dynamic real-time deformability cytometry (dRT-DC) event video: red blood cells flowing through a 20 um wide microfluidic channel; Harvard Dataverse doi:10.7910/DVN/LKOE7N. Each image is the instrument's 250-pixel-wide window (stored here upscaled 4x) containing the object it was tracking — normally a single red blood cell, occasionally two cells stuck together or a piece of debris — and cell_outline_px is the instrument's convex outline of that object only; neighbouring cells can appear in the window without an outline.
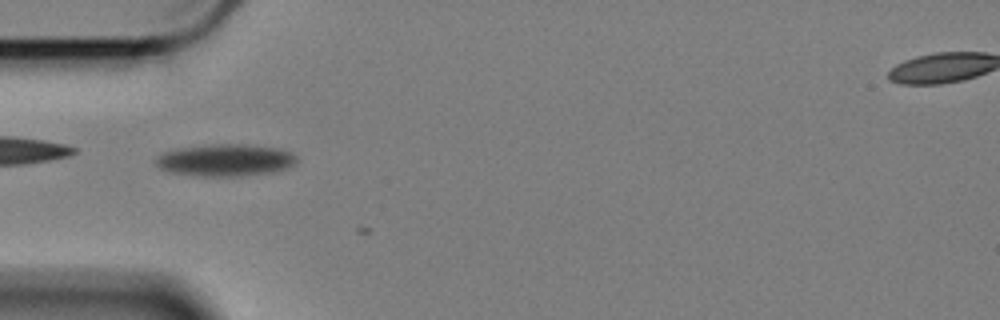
{"species": "Egyptian fruit bat (a non-hibernating species)", "species_latin": "Rousettus aegyptiacus", "temperature_condition": "cold", "stored_images_in_passage": 2, "camera_frame_rate_fps": 3000, "um_per_image_px": 0.085, "animal": {"sex": "female"}, "frame": {"image": 1, "passage_image": 1, "time_ms": 0.0, "image_size_px": [1000, 320], "cell_outline_px": [[296, 160], [292, 164], [284, 168], [272, 172], [244, 176], [196, 176], [168, 172], [160, 168], [156, 164], [156, 156], [164, 152], [176, 148], [212, 144], [240, 144], [272, 148], [288, 152]], "centroid_in_image_um": [19.02, 13.62], "position_along_channel_um": 66.0, "area_um2": 25.95}}